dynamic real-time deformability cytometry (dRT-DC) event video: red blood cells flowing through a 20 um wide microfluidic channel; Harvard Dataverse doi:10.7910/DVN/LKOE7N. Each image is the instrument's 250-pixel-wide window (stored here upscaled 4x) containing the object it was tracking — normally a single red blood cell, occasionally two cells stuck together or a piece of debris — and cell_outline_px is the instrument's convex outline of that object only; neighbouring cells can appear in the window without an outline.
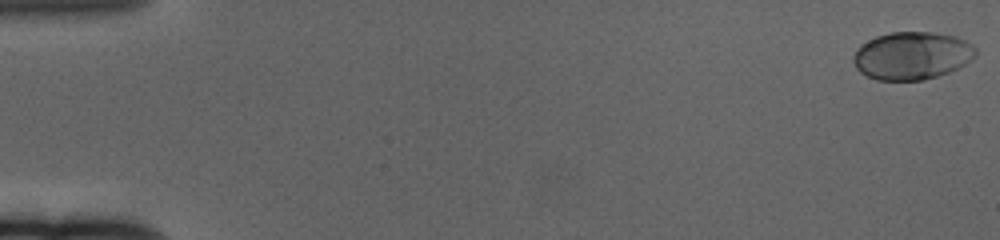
{"species": "human", "species_latin": "Homo sapiens", "temperature_condition": "cold", "stored_images_in_passage": 62, "camera_frame_rate_fps": 3000, "um_per_image_px": 0.085, "donor": {"sex": "female"}, "frame": {"image": 1, "passage_image": 1, "time_ms": 0.0, "image_size_px": [1000, 240], "cell_outline_px": [[976, 56], [964, 64], [948, 72], [924, 80], [876, 80], [860, 72], [856, 68], [852, 60], [852, 56], [856, 48], [860, 44], [876, 36], [888, 32], [932, 32], [956, 36], [972, 44], [976, 48]], "centroid_in_image_um": [77.48, 4.72], "position_along_channel_um": 7.5, "area_um2": 34.22}}
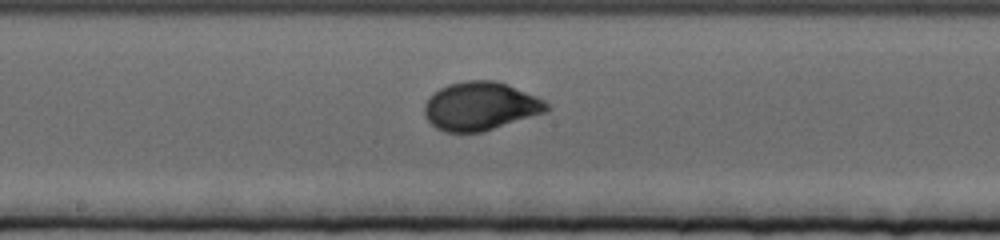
{"frame": {"image": 2, "passage_image": 34, "time_ms": 11.0, "image_size_px": [1000, 240], "cell_outline_px": [[548, 112], [480, 132], [444, 132], [436, 128], [424, 116], [424, 104], [428, 96], [432, 92], [448, 84], [464, 80], [496, 80], [508, 84], [536, 96], [544, 100], [548, 104]], "centroid_in_image_um": [40.81, 9.01], "position_along_channel_um": 207.4, "area_um2": 34.68}}
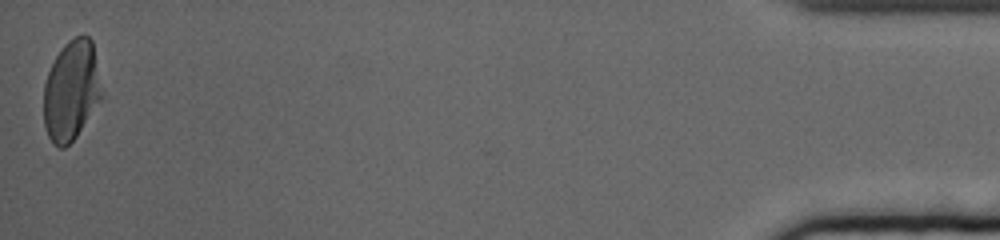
{"frame": {"image": 3, "passage_image": 62, "time_ms": 20.333, "image_size_px": [1000, 240], "cell_outline_px": [[104, 96], [76, 136], [64, 148], [60, 148], [52, 144], [44, 128], [44, 84], [48, 72], [56, 56], [64, 44], [68, 40], [84, 32], [92, 40]], "centroid_in_image_um": [6.07, 7.68], "position_along_channel_um": 429.1, "area_um2": 34.16}, "authors_computed_cell_mechanics": {"area_um2": 33.0905, "velocity_mm_per_s": 3.3022, "shape_relaxation_time_tau1_ms": 3.3234, "shape_relaxation_time_tau2_ms": null, "deformation_change_tau1": 0.1705, "deformation_change_tau2": null}}